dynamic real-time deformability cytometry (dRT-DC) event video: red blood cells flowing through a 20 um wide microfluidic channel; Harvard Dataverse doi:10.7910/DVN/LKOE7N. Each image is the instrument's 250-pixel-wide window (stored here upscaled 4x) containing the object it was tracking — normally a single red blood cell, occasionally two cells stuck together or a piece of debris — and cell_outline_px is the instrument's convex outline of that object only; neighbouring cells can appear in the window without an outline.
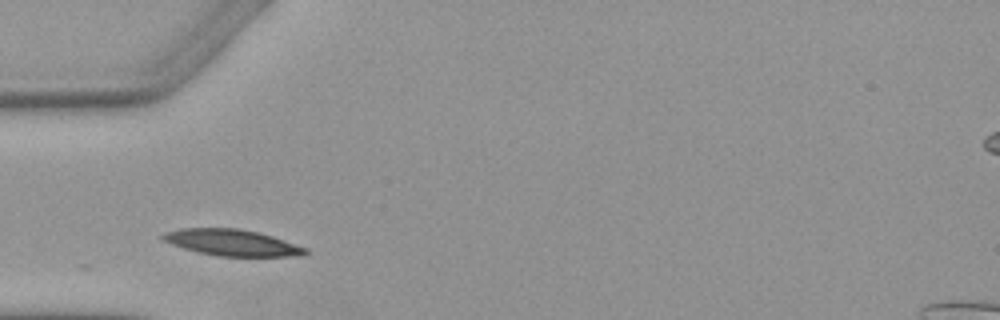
{"species": "Egyptian fruit bat (a non-hibernating species)", "species_latin": "Rousettus aegyptiacus", "temperature_condition": "warm", "stored_images_in_passage": 2, "camera_frame_rate_fps": 3000, "um_per_image_px": 0.085, "animal": {"sex": "female"}, "frame": {"image": 1, "passage_image": 1, "time_ms": 0.0, "image_size_px": [1000, 320], "cell_outline_px": [[308, 252], [304, 256], [216, 256], [196, 252], [172, 244], [164, 240], [160, 236], [164, 232], [180, 228], [240, 228], [260, 232], [308, 248]], "centroid_in_image_um": [19.73, 20.62], "position_along_channel_um": 65.3, "area_um2": 22.02}}
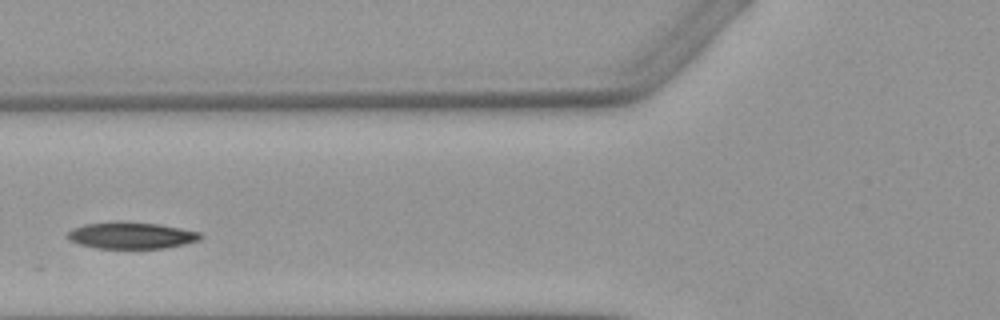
{"frame": {"image": 2, "passage_image": 2, "time_ms": 1.333, "image_size_px": [1000, 320], "cell_outline_px": [[204, 236], [200, 240], [184, 244], [164, 248], [96, 248], [80, 244], [68, 240], [64, 236], [72, 228], [84, 224], [112, 220], [120, 220], [160, 224], [200, 232]], "centroid_in_image_um": [11.12, 19.99], "position_along_channel_um": 114.7, "area_um2": 21.1}}